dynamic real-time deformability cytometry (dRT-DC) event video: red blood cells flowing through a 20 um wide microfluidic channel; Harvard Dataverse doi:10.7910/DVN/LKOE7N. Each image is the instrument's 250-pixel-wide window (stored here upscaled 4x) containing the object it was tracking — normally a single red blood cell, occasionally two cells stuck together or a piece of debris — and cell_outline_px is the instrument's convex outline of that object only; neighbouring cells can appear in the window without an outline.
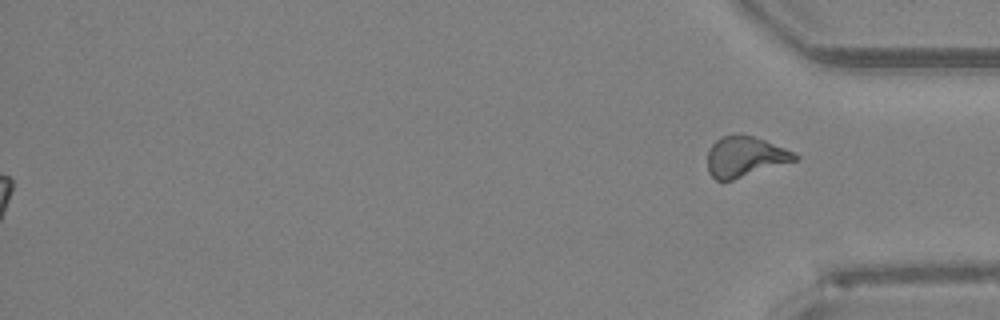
{"species": "Egyptian fruit bat (a non-hibernating species)", "species_latin": "Rousettus aegyptiacus", "temperature_condition": "room temperature", "stored_images_in_passage": 49, "segment_of_instrument_passage": [2, 2], "camera_frame_rate_fps": 3000, "um_per_image_px": 0.085, "animal": {"sex": "female"}, "frame": {"image": 1, "passage_image": 49, "time_ms": 16.0, "image_size_px": [1000, 320], "cell_outline_px": [[800, 160], [732, 180], [716, 180], [708, 172], [708, 148], [720, 136], [752, 136], [764, 140], [784, 148], [800, 156]], "centroid_in_image_um": [63.34, 13.34], "position_along_channel_um": 371.9, "area_um2": 20.4}}